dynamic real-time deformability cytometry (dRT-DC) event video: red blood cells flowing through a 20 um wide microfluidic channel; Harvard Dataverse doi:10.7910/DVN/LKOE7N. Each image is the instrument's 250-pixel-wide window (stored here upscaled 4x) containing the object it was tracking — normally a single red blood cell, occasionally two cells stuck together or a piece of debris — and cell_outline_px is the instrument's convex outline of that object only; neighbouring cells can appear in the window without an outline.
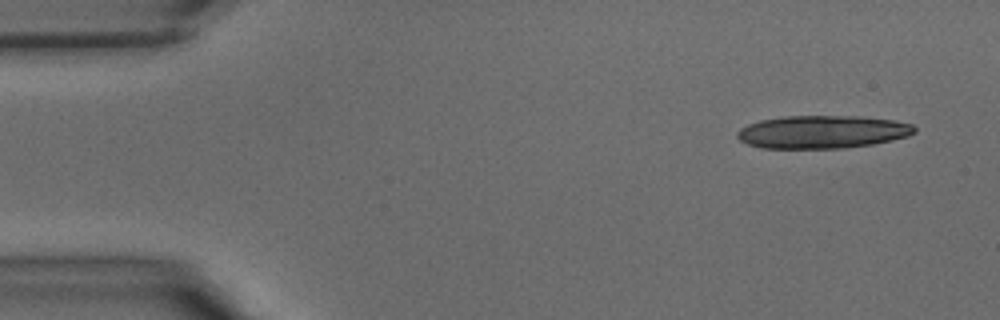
{"species": "common noctule bat (a hibernating species)", "species_latin": "Nyctalus noctula", "temperature_condition": "warm", "stored_images_in_passage": 11, "camera_frame_rate_fps": 3000, "um_per_image_px": 0.085, "animal": {"sex": "male", "body_mass_g": 15.6}, "frame": {"image": 1, "passage_image": 1, "time_ms": 0.0, "image_size_px": [1000, 320], "cell_outline_px": [[916, 132], [908, 136], [892, 140], [872, 144], [844, 148], [764, 148], [748, 144], [740, 140], [736, 136], [736, 132], [740, 128], [748, 124], [760, 120], [784, 116], [860, 116], [896, 120], [912, 124], [916, 128]], "centroid_in_image_um": [69.91, 11.2], "position_along_channel_um": 15.1, "area_um2": 34.16}}